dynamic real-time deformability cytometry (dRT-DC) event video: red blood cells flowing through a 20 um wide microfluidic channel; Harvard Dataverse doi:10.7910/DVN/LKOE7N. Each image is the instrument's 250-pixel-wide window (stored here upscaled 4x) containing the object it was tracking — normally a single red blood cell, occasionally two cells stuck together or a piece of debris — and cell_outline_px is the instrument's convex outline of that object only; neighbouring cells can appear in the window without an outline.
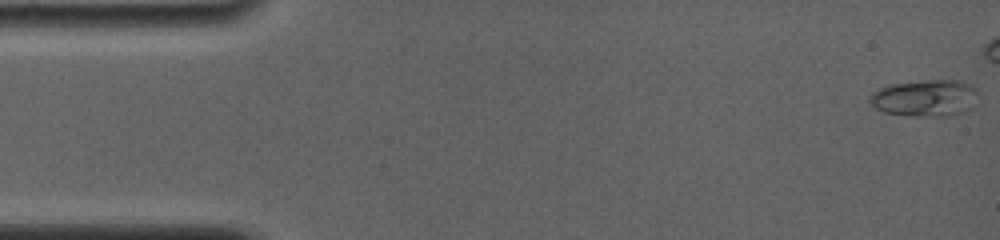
{"species": "common noctule bat (a hibernating species)", "species_latin": "Nyctalus noctula", "temperature_condition": "room temperature", "stored_images_in_passage": 6, "camera_frame_rate_fps": 4000, "um_per_image_px": 0.085, "animal": {"sex": "female", "body_mass_g": 19.0, "forearm_length_mm": 56.7}, "frame": {"image": 1, "passage_image": 1, "time_ms": 0.0, "image_size_px": [1000, 240], "cell_outline_px": [[980, 92], [976, 104], [972, 108], [964, 112], [952, 116], [912, 116], [884, 112], [876, 108], [868, 100], [868, 96], [872, 92], [880, 88], [892, 84], [928, 80], [964, 80], [972, 84]], "centroid_in_image_um": [78.72, 8.33], "position_along_channel_um": 6.3, "area_um2": 23.76}}